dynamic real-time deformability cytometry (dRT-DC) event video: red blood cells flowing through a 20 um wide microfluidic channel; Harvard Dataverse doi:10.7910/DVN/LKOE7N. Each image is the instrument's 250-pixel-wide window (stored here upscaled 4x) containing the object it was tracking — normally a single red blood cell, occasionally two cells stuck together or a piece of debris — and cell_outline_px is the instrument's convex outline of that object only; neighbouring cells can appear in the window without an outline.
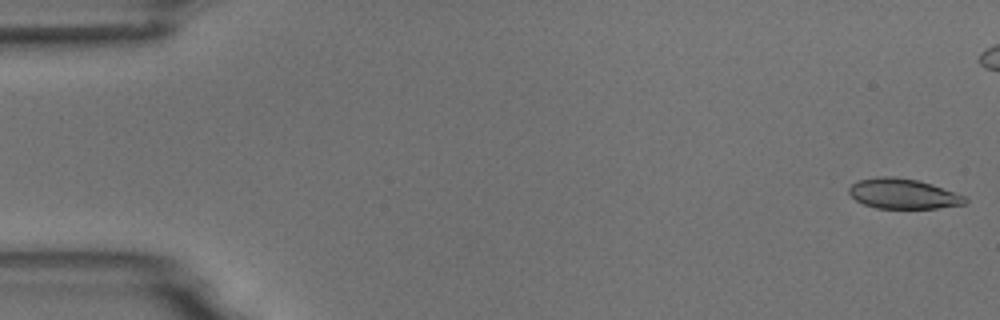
{"species": "common noctule bat (a hibernating species)", "species_latin": "Nyctalus noctula", "temperature_condition": "room temperature", "stored_images_in_passage": 55, "camera_frame_rate_fps": 3000, "um_per_image_px": 0.085, "animal": {"sex": "male", "body_mass_g": 18.8}, "frame": {"image": 1, "passage_image": 1, "time_ms": 0.0, "image_size_px": [1000, 320], "cell_outline_px": [[968, 200], [964, 204], [936, 208], [876, 208], [864, 204], [856, 200], [848, 192], [848, 188], [856, 180], [880, 176], [892, 176], [916, 180], [932, 184], [964, 196]], "centroid_in_image_um": [76.72, 16.46], "position_along_channel_um": 8.3, "area_um2": 20.23}}
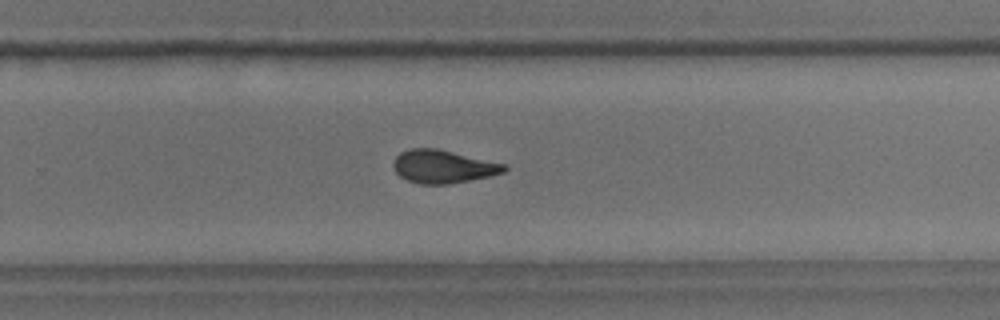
{"frame": {"image": 2, "passage_image": 35, "time_ms": 11.333, "image_size_px": [1000, 320], "cell_outline_px": [[508, 168], [504, 172], [488, 176], [448, 184], [420, 184], [408, 180], [400, 176], [396, 172], [392, 164], [396, 156], [400, 152], [408, 148], [436, 148], [508, 164]], "centroid_in_image_um": [37.66, 14.14], "position_along_channel_um": 292.1, "area_um2": 21.39}}
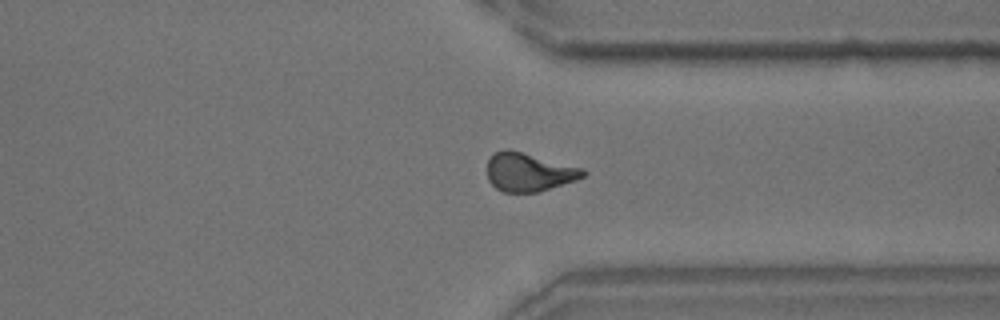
{"frame": {"image": 3, "passage_image": 41, "time_ms": 13.333, "image_size_px": [1000, 320], "cell_outline_px": [[588, 172], [584, 176], [576, 180], [540, 192], [504, 192], [496, 188], [488, 180], [488, 160], [496, 152], [504, 148], [508, 148], [584, 168]], "centroid_in_image_um": [44.98, 14.62], "position_along_channel_um": 366.4, "area_um2": 21.62}, "authors_computed_cell_mechanics": {"area_um2": 21.2704, "velocity_mm_per_s": 3.7367, "shape_relaxation_time_tau1_ms": 5.1616, "shape_relaxation_time_tau2_ms": 1.6039, "deformation_change_tau1": 0.1549, "deformation_change_tau2": 0.0762}}